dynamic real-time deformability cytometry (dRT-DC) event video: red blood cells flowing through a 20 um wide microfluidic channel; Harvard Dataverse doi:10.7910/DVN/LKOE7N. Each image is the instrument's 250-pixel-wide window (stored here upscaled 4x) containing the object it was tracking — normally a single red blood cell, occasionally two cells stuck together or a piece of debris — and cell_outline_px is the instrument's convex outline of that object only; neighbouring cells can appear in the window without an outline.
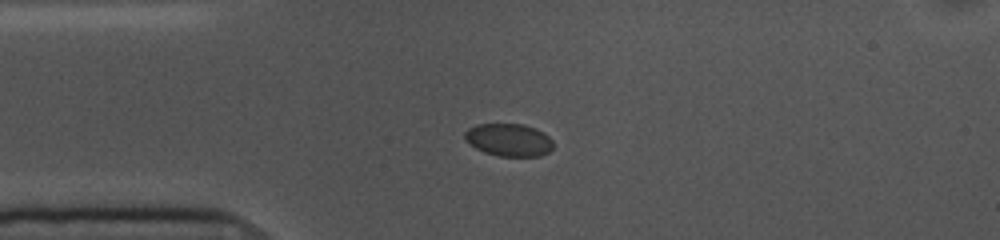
{"species": "common noctule bat (a hibernating species)", "species_latin": "Nyctalus noctula", "temperature_condition": "cold", "stored_images_in_passage": 43, "camera_frame_rate_fps": 3000, "um_per_image_px": 0.085, "animal": {"sex": "female", "body_mass_g": 10.0, "forearm_length_mm": 53.1}, "frame": {"image": 1, "passage_image": 1, "time_ms": 0.0, "image_size_px": [1000, 240], "cell_outline_px": [[552, 148], [548, 152], [540, 156], [500, 156], [484, 152], [476, 148], [464, 140], [464, 132], [468, 128], [476, 124], [524, 124], [536, 128], [544, 132], [552, 140]], "centroid_in_image_um": [43.23, 11.88], "position_along_channel_um": 41.8, "area_um2": 16.94}}
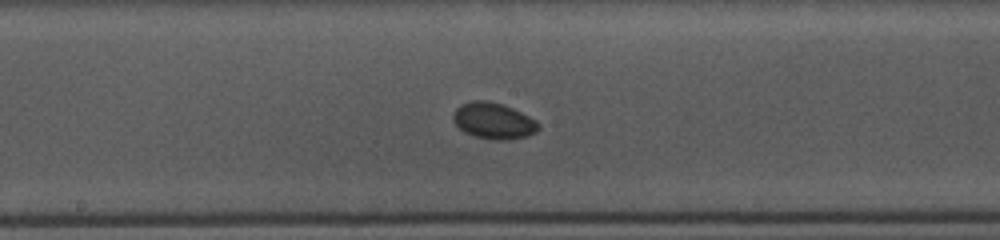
{"frame": {"image": 2, "passage_image": 16, "time_ms": 5.0, "image_size_px": [1000, 240], "cell_outline_px": [[540, 128], [536, 132], [528, 136], [512, 140], [492, 140], [476, 136], [464, 132], [452, 120], [452, 112], [460, 104], [472, 100], [488, 100], [504, 104], [536, 120], [540, 124]], "centroid_in_image_um": [41.95, 10.27], "position_along_channel_um": 206.3, "area_um2": 18.32}}
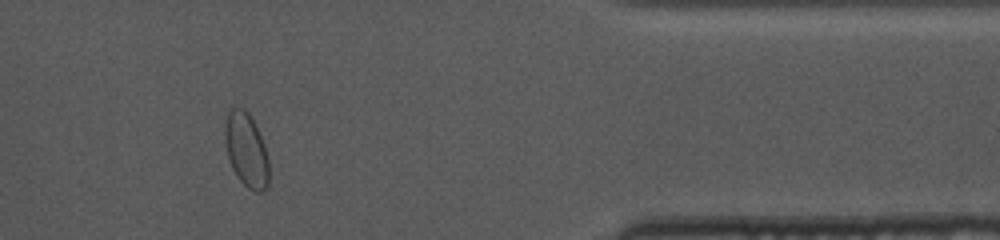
{"frame": {"image": 3, "passage_image": 34, "time_ms": 11.0, "image_size_px": [1000, 240], "cell_outline_px": [[268, 188], [264, 192], [256, 192], [248, 188], [236, 176], [228, 160], [224, 136], [224, 124], [228, 108], [244, 108], [248, 112], [264, 144], [268, 160]], "centroid_in_image_um": [20.91, 12.75], "position_along_channel_um": 390.5, "area_um2": 19.13}}